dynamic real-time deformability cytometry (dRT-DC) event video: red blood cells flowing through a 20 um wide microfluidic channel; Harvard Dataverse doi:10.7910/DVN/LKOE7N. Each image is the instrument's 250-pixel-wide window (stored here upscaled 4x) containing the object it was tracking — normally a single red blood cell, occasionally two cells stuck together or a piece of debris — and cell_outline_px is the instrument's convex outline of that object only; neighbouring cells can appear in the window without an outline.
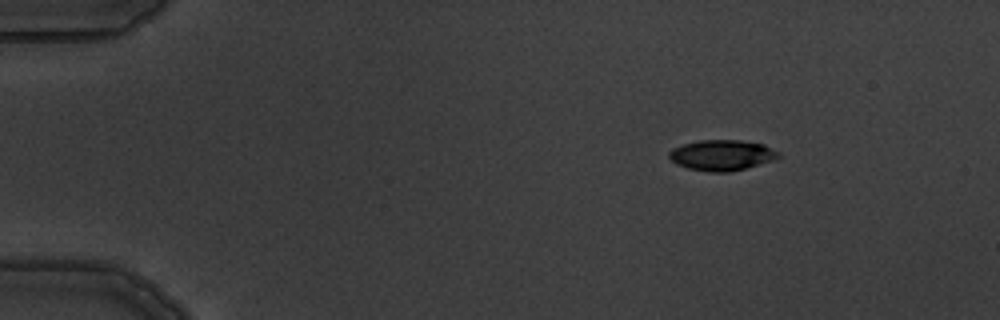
{"species": "common noctule bat (a hibernating species)", "species_latin": "Nyctalus noctula", "temperature_condition": "warm", "stored_images_in_passage": 5, "camera_frame_rate_fps": 3000, "um_per_image_px": 0.085, "animal": {"sex": "male", "body_mass_g": 19.5, "forearm_length_mm": 54.6}, "frame": {"image": 1, "passage_image": 1, "time_ms": 0.0, "image_size_px": [1000, 320], "cell_outline_px": [[780, 156], [772, 160], [744, 168], [728, 172], [712, 172], [688, 168], [676, 164], [668, 156], [668, 152], [672, 148], [684, 144], [700, 140], [740, 140], [764, 144], [780, 152]], "centroid_in_image_um": [61.34, 13.18], "position_along_channel_um": 23.7, "area_um2": 19.36}}
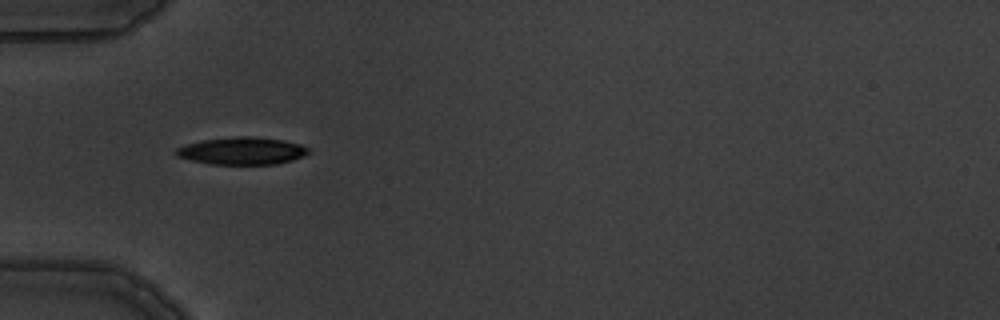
{"frame": {"image": 2, "passage_image": 4, "time_ms": 3.333, "image_size_px": [1000, 320], "cell_outline_px": [[312, 152], [304, 156], [292, 160], [276, 164], [212, 164], [192, 160], [176, 156], [172, 152], [176, 148], [188, 144], [204, 140], [236, 136], [248, 136], [284, 140], [300, 144], [308, 148]], "centroid_in_image_um": [20.59, 12.82], "position_along_channel_um": 64.4, "area_um2": 21.1}}